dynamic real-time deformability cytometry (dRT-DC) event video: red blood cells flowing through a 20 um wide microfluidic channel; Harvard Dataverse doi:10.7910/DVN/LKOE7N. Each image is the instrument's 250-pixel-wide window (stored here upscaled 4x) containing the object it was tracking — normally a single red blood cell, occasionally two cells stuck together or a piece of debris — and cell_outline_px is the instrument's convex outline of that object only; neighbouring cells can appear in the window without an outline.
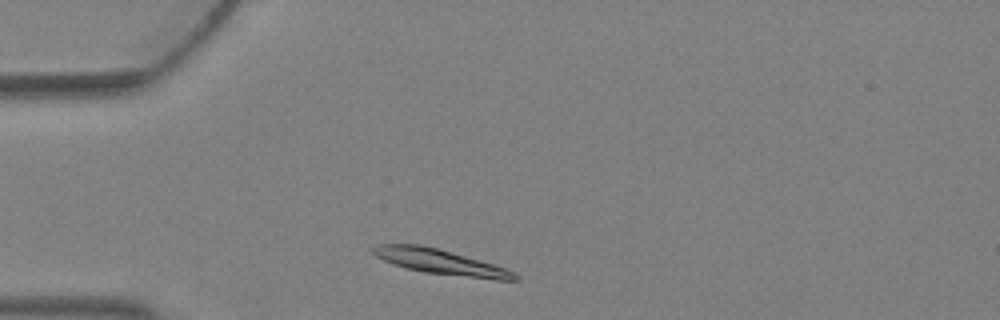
{"species": "Egyptian fruit bat (a non-hibernating species)", "species_latin": "Rousettus aegyptiacus", "temperature_condition": "warm", "stored_images_in_passage": 1, "camera_frame_rate_fps": 3000, "um_per_image_px": 0.085, "animal": {"sex": "female"}, "frame": {"image": 1, "passage_image": 1, "time_ms": 0.0, "image_size_px": [1000, 320], "cell_outline_px": [[520, 280], [496, 280], [424, 272], [392, 264], [376, 256], [372, 252], [372, 248], [376, 244], [420, 244], [440, 248], [480, 260], [516, 272], [520, 276]], "centroid_in_image_um": [37.47, 22.25], "position_along_channel_um": 47.5, "area_um2": 20.75}}